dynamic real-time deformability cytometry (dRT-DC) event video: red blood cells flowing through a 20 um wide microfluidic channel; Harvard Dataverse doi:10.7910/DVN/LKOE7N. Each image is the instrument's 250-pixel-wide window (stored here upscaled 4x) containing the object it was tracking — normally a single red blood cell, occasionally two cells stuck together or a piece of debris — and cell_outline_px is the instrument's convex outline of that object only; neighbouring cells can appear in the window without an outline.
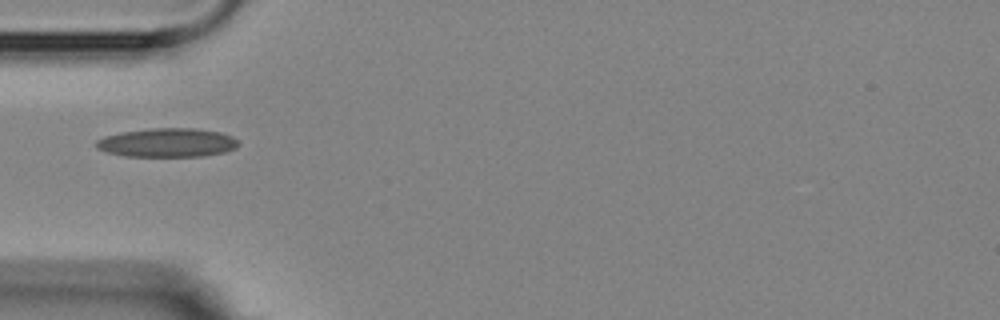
{"species": "Egyptian fruit bat (a non-hibernating species)", "species_latin": "Rousettus aegyptiacus", "temperature_condition": "room temperature", "stored_images_in_passage": 5, "camera_frame_rate_fps": 3000, "um_per_image_px": 0.085, "animal": {"sex": "female"}, "frame": {"image": 1, "passage_image": 5, "time_ms": 4.667, "image_size_px": [1000, 320], "cell_outline_px": [[240, 144], [236, 148], [224, 152], [204, 156], [124, 156], [108, 152], [96, 148], [96, 140], [104, 136], [120, 132], [152, 128], [192, 128], [220, 132], [232, 136]], "centroid_in_image_um": [14.21, 12.12], "position_along_channel_um": 70.8, "area_um2": 23.93}}